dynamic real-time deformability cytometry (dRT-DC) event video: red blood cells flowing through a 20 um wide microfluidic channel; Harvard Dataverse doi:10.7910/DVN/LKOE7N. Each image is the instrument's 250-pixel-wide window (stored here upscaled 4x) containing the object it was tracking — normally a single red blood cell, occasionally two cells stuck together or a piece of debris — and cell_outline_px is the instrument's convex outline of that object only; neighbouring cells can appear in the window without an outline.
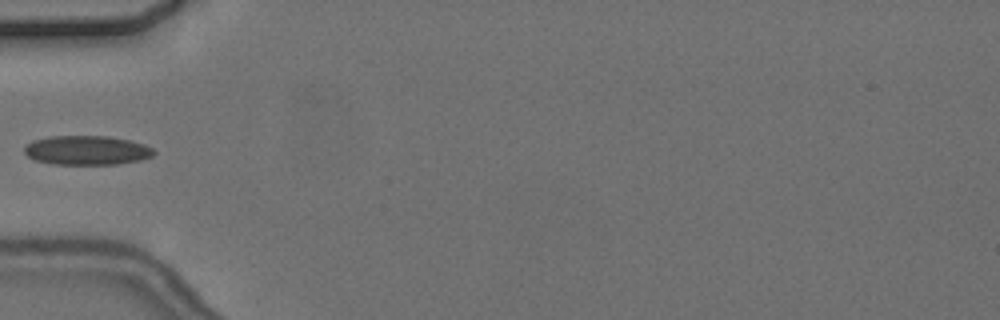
{"species": "common noctule bat (a hibernating species)", "species_latin": "Nyctalus noctula", "temperature_condition": "cold", "stored_images_in_passage": 5, "camera_frame_rate_fps": 3000, "um_per_image_px": 0.085, "animal": {"sex": "female", "body_mass_g": 24.6, "forearm_length_mm": 56.2}, "frame": {"image": 1, "passage_image": 4, "time_ms": 4.667, "image_size_px": [1000, 320], "cell_outline_px": [[156, 152], [152, 156], [140, 160], [116, 164], [52, 164], [36, 160], [28, 156], [24, 152], [24, 148], [32, 140], [48, 136], [108, 136], [128, 140], [144, 144], [152, 148]], "centroid_in_image_um": [7.37, 12.77], "position_along_channel_um": 77.6, "area_um2": 22.02}}
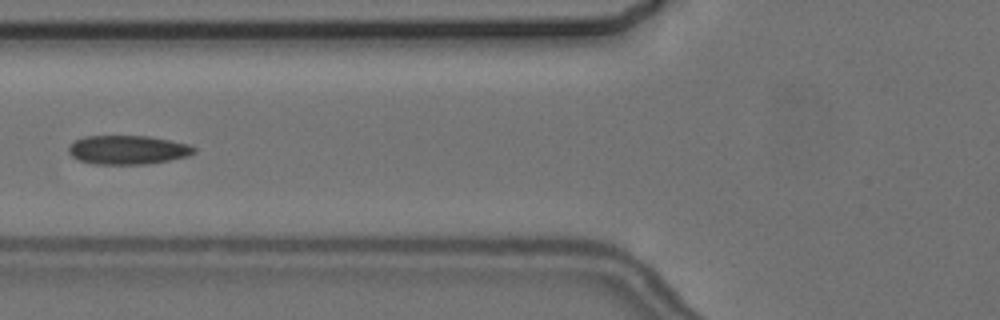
{"frame": {"image": 2, "passage_image": 5, "time_ms": 5.667, "image_size_px": [1000, 320], "cell_outline_px": [[196, 152], [188, 156], [148, 164], [96, 164], [80, 160], [72, 156], [68, 152], [68, 148], [76, 140], [84, 136], [148, 136], [188, 144], [196, 148]], "centroid_in_image_um": [10.87, 12.74], "position_along_channel_um": 114.9, "area_um2": 20.98}}